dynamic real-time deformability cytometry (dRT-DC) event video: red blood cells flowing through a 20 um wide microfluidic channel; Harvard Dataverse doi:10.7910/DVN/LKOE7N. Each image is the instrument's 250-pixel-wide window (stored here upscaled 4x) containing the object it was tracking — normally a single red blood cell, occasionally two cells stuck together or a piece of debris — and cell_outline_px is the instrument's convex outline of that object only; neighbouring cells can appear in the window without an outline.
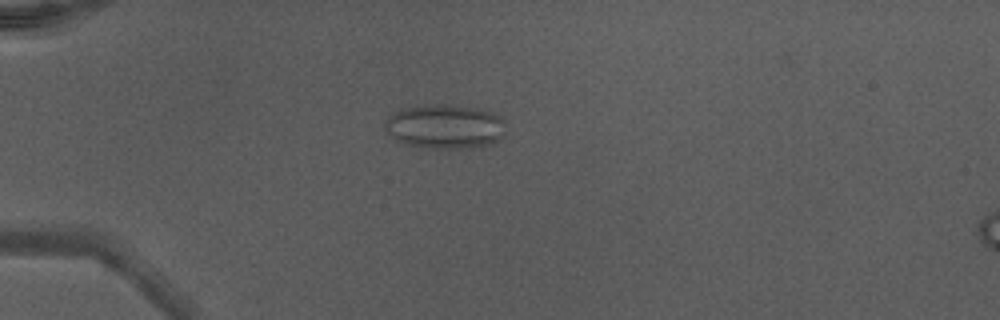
{"species": "Egyptian fruit bat (a non-hibernating species)", "species_latin": "Rousettus aegyptiacus", "temperature_condition": "warm", "stored_images_in_passage": 35, "camera_frame_rate_fps": 3000, "um_per_image_px": 0.085, "animal": {"sex": "male"}, "frame": {"image": 1, "passage_image": 1, "time_ms": 0.0, "image_size_px": [1000, 320], "cell_outline_px": [[504, 136], [500, 140], [492, 144], [480, 148], [432, 148], [408, 144], [396, 140], [384, 128], [384, 124], [392, 112], [404, 108], [424, 104], [460, 104], [492, 112], [500, 116], [504, 132]], "centroid_in_image_um": [37.84, 10.74], "position_along_channel_um": 47.2, "area_um2": 31.56}}
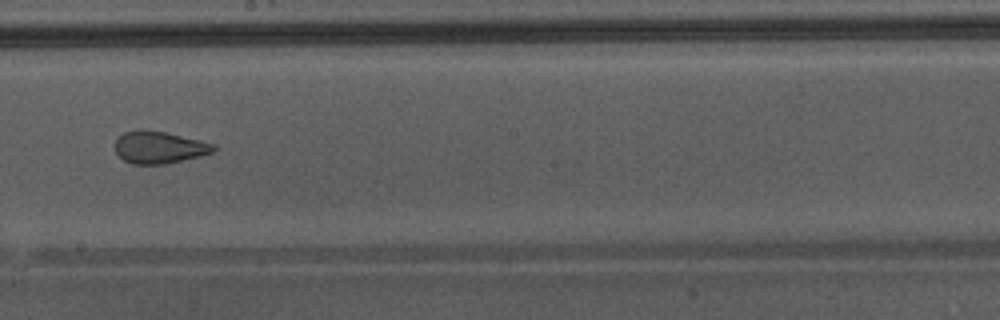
{"frame": {"image": 2, "passage_image": 16, "time_ms": 5.0, "image_size_px": [1000, 320], "cell_outline_px": [[216, 148], [212, 152], [200, 156], [164, 164], [132, 164], [124, 160], [116, 152], [112, 144], [124, 132], [140, 128], [144, 128], [164, 132], [200, 140], [216, 144]], "centroid_in_image_um": [13.49, 12.51], "position_along_channel_um": 234.7, "area_um2": 18.61}, "authors_computed_cell_mechanics": {"area_um2": 21.0392, "velocity_mm_per_s": 4.3686, "shape_relaxation_time_tau1_ms": null, "shape_relaxation_time_tau2_ms": 1.0573, "deformation_change_tau1": null, "deformation_change_tau2": 0.0789}}